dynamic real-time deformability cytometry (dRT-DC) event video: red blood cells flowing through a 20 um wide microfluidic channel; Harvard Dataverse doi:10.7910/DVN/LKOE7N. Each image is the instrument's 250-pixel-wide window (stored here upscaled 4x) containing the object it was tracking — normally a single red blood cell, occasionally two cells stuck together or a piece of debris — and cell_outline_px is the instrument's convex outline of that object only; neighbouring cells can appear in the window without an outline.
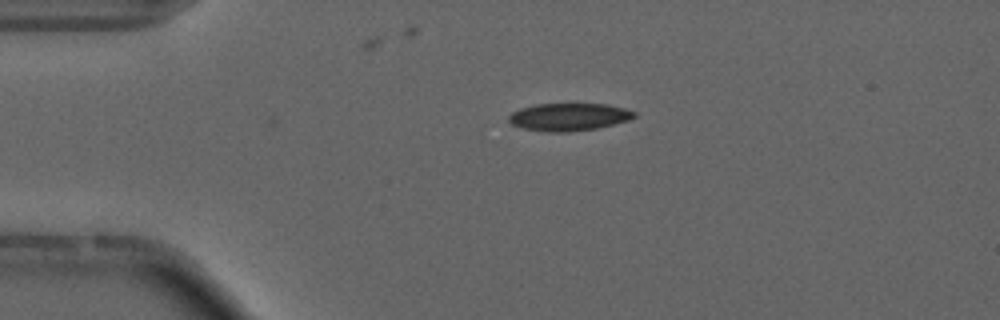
{"species": "common noctule bat (a hibernating species)", "species_latin": "Nyctalus noctula", "temperature_condition": "cold", "stored_images_in_passage": 21, "camera_frame_rate_fps": 3000, "um_per_image_px": 0.085, "animal": {"sex": "male", "forearm_length_mm": 52.5}, "frame": {"image": 1, "passage_image": 1, "time_ms": 0.0, "image_size_px": [1000, 320], "cell_outline_px": [[636, 116], [628, 120], [596, 128], [568, 132], [548, 132], [524, 128], [512, 124], [508, 120], [508, 116], [512, 112], [520, 108], [536, 104], [608, 104], [624, 108], [636, 112]], "centroid_in_image_um": [48.34, 9.93], "position_along_channel_um": 36.7, "area_um2": 20.06}}